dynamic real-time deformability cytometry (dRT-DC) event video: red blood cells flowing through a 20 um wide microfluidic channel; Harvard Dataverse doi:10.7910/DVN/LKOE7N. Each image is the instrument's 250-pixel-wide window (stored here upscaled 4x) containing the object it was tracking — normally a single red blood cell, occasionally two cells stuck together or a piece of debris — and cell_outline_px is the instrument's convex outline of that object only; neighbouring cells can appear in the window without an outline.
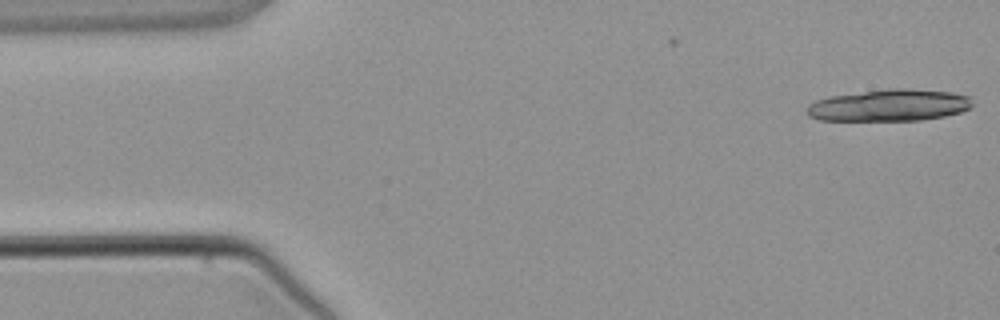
{"species": "common noctule bat (a hibernating species)", "species_latin": "Nyctalus noctula", "temperature_condition": "warm", "stored_images_in_passage": 5, "camera_frame_rate_fps": 3000, "um_per_image_px": 0.085, "animal": {"sex": "male", "body_mass_g": 21.5, "forearm_length_mm": 52.0}, "frame": {"image": 1, "passage_image": 1, "time_ms": 0.0, "image_size_px": [1000, 320], "cell_outline_px": [[972, 104], [968, 108], [960, 112], [944, 116], [920, 120], [820, 120], [808, 116], [808, 104], [816, 100], [832, 96], [888, 88], [904, 88], [952, 92], [968, 96]], "centroid_in_image_um": [75.58, 8.94], "position_along_channel_um": 9.4, "area_um2": 30.4}}
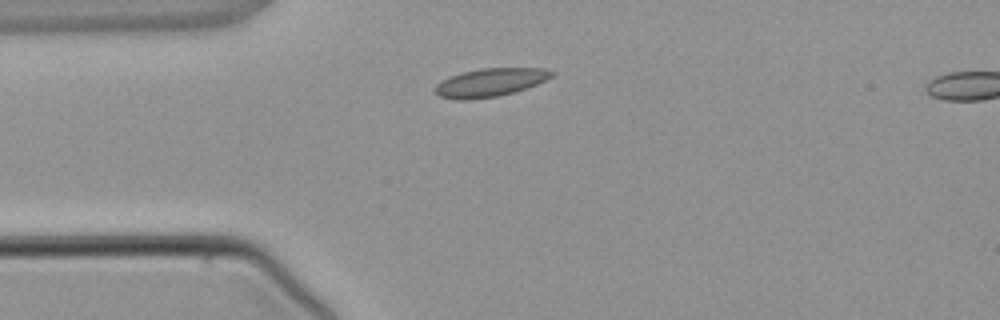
{"frame": {"image": 2, "passage_image": 4, "time_ms": 5.0, "image_size_px": [1000, 320], "cell_outline_px": [[556, 72], [552, 76], [536, 84], [500, 96], [464, 100], [456, 100], [440, 96], [436, 92], [436, 84], [440, 80], [464, 72], [480, 68], [544, 68]], "centroid_in_image_um": [41.65, 7.0], "position_along_channel_um": 43.3, "area_um2": 18.96}}